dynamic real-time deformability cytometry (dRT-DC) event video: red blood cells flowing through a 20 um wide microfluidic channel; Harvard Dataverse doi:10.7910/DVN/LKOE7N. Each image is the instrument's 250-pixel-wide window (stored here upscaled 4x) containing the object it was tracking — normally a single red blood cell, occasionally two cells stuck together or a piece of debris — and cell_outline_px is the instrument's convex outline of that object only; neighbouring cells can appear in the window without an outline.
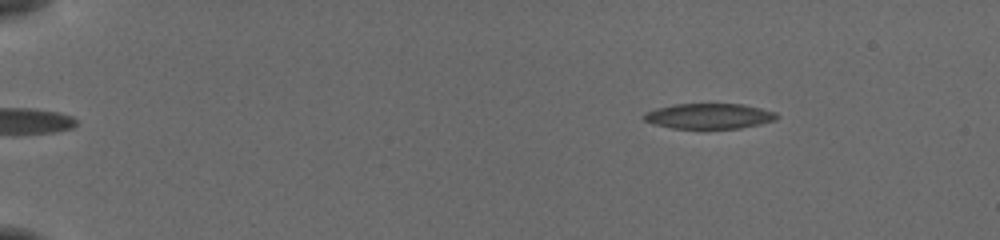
{"species": "common noctule bat (a hibernating species)", "species_latin": "Nyctalus noctula", "temperature_condition": "cold", "stored_images_in_passage": 49, "camera_frame_rate_fps": 3000, "um_per_image_px": 0.085, "animal": {"sex": "female", "body_mass_g": 19.5, "forearm_length_mm": 54.1}, "frame": {"image": 1, "passage_image": 1, "time_ms": 0.0, "image_size_px": [1000, 240], "cell_outline_px": [[780, 116], [776, 120], [740, 128], [704, 132], [672, 128], [656, 124], [644, 120], [644, 112], [676, 104], [740, 104], [760, 108], [776, 112]], "centroid_in_image_um": [60.3, 9.92], "position_along_channel_um": 24.7, "area_um2": 20.29}}
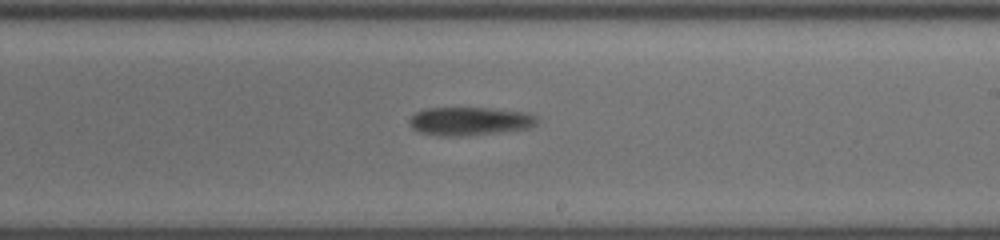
{"frame": {"image": 2, "passage_image": 28, "time_ms": 9.0, "image_size_px": [1000, 240], "cell_outline_px": [[536, 124], [528, 128], [464, 136], [440, 136], [420, 132], [412, 128], [408, 120], [416, 112], [424, 108], [488, 108], [524, 112], [536, 116]], "centroid_in_image_um": [39.87, 10.3], "position_along_channel_um": 249.1, "area_um2": 20.87}}
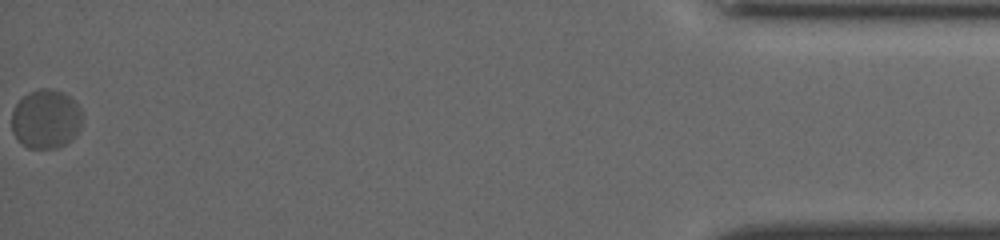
{"frame": {"image": 3, "passage_image": 49, "time_ms": 16.0, "image_size_px": [1000, 240], "cell_outline_px": [[80, 128], [64, 144], [56, 148], [28, 148], [12, 132], [12, 112], [16, 104], [28, 92], [40, 88], [48, 88], [60, 92], [68, 96], [80, 108]], "centroid_in_image_um": [3.86, 10.11], "position_along_channel_um": 431.3, "area_um2": 23.7}, "authors_computed_cell_mechanics": {"area_um2": 21.097, "velocity_mm_per_s": 3.7527, "shape_relaxation_time_tau1_ms": 2.6109, "shape_relaxation_time_tau2_ms": 1.8038, "deformation_change_tau1": 0.051, "deformation_change_tau2": 0.0533}}